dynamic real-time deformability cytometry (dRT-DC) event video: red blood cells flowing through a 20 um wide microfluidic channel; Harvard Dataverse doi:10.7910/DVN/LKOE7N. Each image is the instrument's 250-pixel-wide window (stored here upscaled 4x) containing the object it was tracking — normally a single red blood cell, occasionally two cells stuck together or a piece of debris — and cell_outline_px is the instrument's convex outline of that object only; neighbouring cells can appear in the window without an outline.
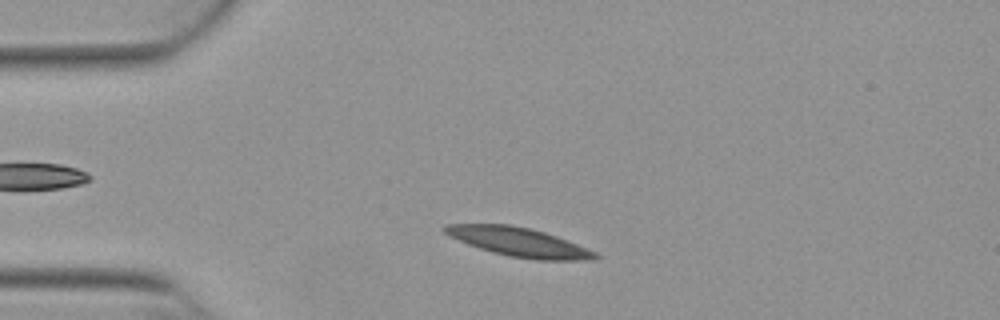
{"species": "Egyptian fruit bat (a non-hibernating species)", "species_latin": "Rousettus aegyptiacus", "temperature_condition": "warm", "stored_images_in_passage": 47, "camera_frame_rate_fps": 3000, "um_per_image_px": 0.085, "animal": {"sex": "female"}, "frame": {"image": 1, "passage_image": 6, "time_ms": 1.667, "image_size_px": [1000, 320], "cell_outline_px": [[600, 256], [596, 260], [536, 260], [508, 256], [492, 252], [468, 244], [444, 232], [440, 228], [448, 224], [508, 224], [528, 228], [544, 232], [556, 236], [596, 252]], "centroid_in_image_um": [44.12, 20.58], "position_along_channel_um": 40.9, "area_um2": 25.09}}
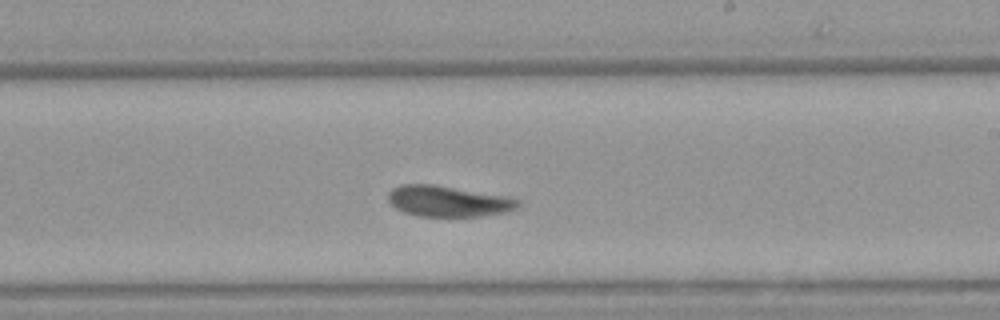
{"frame": {"image": 2, "passage_image": 25, "time_ms": 8.0, "image_size_px": [1000, 320], "cell_outline_px": [[520, 204], [516, 208], [504, 212], [480, 216], [420, 216], [404, 212], [396, 208], [388, 200], [388, 192], [392, 188], [400, 184], [436, 184], [508, 196], [520, 200]], "centroid_in_image_um": [38.09, 17.08], "position_along_channel_um": 250.9, "area_um2": 23.47}}
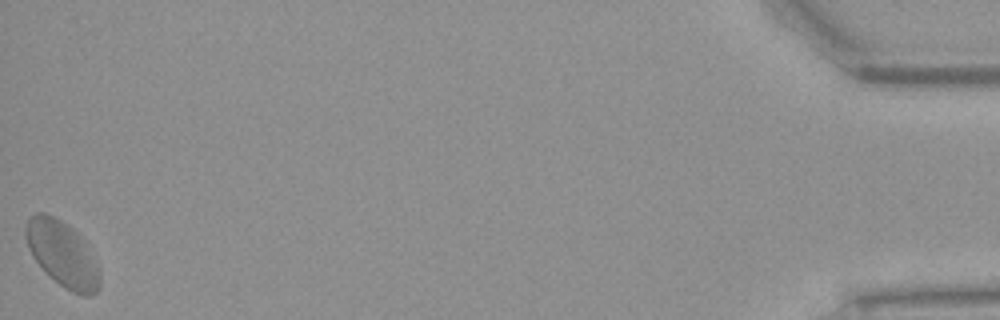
{"frame": {"image": 3, "passage_image": 47, "time_ms": 15.333, "image_size_px": [1000, 320], "cell_outline_px": [[100, 284], [96, 292], [92, 296], [84, 296], [72, 292], [64, 288], [32, 256], [28, 248], [24, 232], [24, 228], [28, 220], [36, 212], [44, 212], [68, 224], [72, 228], [84, 244], [100, 268]], "centroid_in_image_um": [5.3, 21.59], "position_along_channel_um": 429.9, "area_um2": 27.69}, "authors_computed_cell_mechanics": {"area_um2": 24.1604, "velocity_mm_per_s": 3.7745, "shape_relaxation_time_tau1_ms": 5.0596, "shape_relaxation_time_tau2_ms": 2.5719, "deformation_change_tau1": 0.1437, "deformation_change_tau2": 0.0418}}